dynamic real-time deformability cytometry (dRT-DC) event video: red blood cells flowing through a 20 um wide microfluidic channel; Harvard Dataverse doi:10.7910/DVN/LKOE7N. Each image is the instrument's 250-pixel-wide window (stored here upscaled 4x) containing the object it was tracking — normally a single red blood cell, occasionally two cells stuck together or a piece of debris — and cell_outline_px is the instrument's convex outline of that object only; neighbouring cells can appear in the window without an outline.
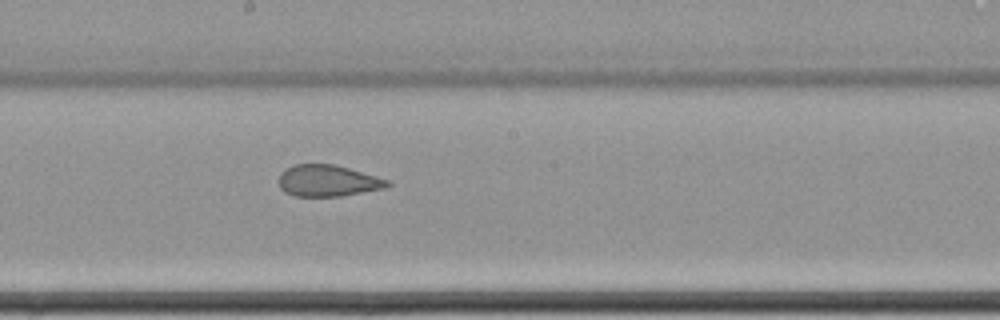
{"species": "common noctule bat (a hibernating species)", "species_latin": "Nyctalus noctula", "temperature_condition": "cold", "stored_images_in_passage": 12, "camera_frame_rate_fps": 3000, "um_per_image_px": 0.085, "animal": {"sex": "female", "body_mass_g": 22.7, "forearm_length_mm": 54.2}, "frame": {"image": 1, "passage_image": 12, "time_ms": 3.667, "image_size_px": [1000, 320], "cell_outline_px": [[392, 184], [384, 188], [340, 196], [296, 196], [284, 192], [280, 188], [280, 172], [296, 164], [336, 164], [376, 176], [388, 180]], "centroid_in_image_um": [27.86, 15.36], "position_along_channel_um": 220.3, "area_um2": 19.77}}